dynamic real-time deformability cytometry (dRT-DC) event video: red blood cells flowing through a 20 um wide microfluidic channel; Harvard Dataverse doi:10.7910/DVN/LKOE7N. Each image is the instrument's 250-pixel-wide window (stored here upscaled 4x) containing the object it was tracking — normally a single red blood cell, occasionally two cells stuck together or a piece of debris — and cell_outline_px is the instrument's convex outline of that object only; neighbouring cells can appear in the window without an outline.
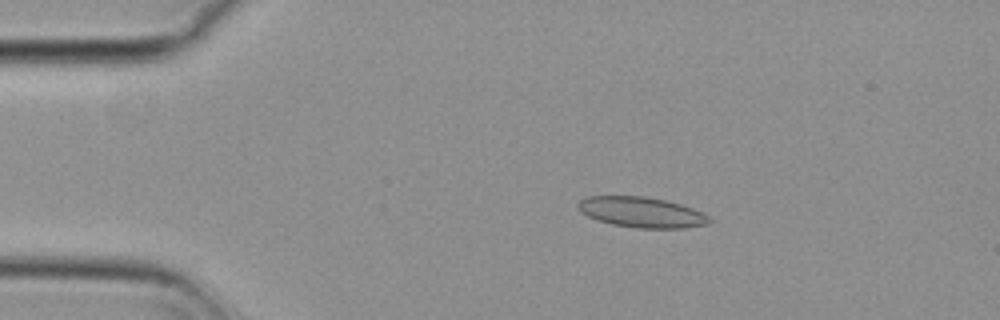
{"species": "common noctule bat (a hibernating species)", "species_latin": "Nyctalus noctula", "temperature_condition": "cold", "stored_images_in_passage": 55, "camera_frame_rate_fps": 3000, "um_per_image_px": 0.085, "animal": {"sex": "female", "body_mass_g": 29.2, "forearm_length_mm": 56.3}, "frame": {"image": 1, "passage_image": 10, "time_ms": 3.0, "image_size_px": [1000, 320], "cell_outline_px": [[712, 220], [708, 224], [684, 228], [636, 228], [612, 224], [596, 220], [588, 216], [576, 204], [580, 200], [588, 196], [644, 196], [664, 200], [680, 204], [692, 208], [708, 216]], "centroid_in_image_um": [54.54, 18.04], "position_along_channel_um": 30.5, "area_um2": 23.12}}
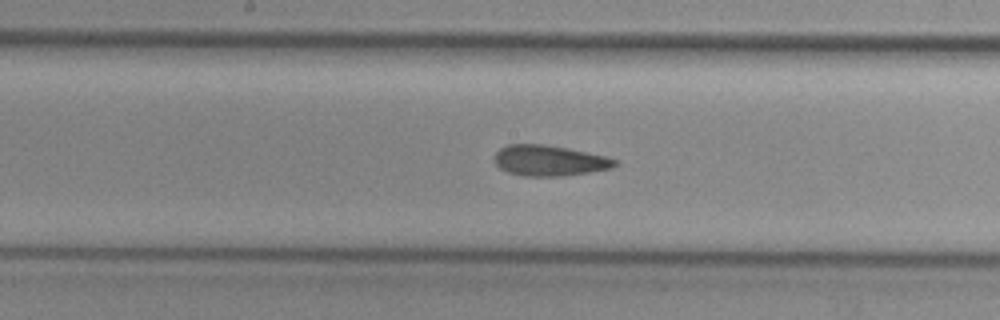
{"frame": {"image": 2, "passage_image": 28, "time_ms": 9.0, "image_size_px": [1000, 320], "cell_outline_px": [[620, 160], [612, 168], [588, 172], [560, 176], [524, 176], [508, 172], [500, 168], [496, 164], [496, 152], [500, 148], [508, 144], [544, 144], [568, 148], [608, 156]], "centroid_in_image_um": [46.73, 13.64], "position_along_channel_um": 201.5, "area_um2": 21.5}}
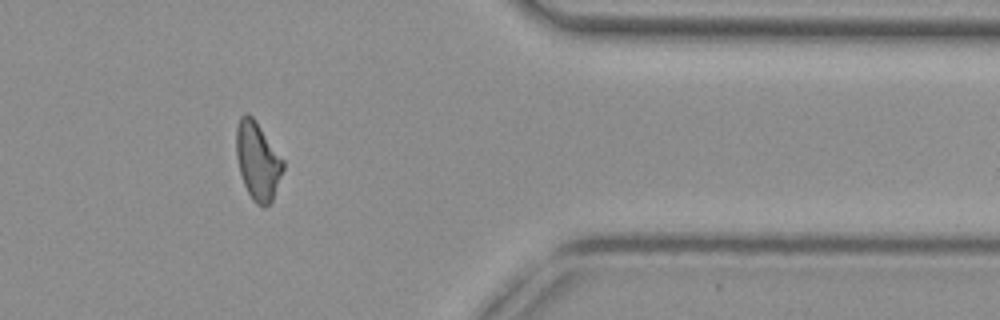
{"frame": {"image": 3, "passage_image": 45, "time_ms": 14.667, "image_size_px": [1000, 320], "cell_outline_px": [[284, 168], [272, 200], [264, 208], [256, 204], [252, 200], [244, 184], [240, 172], [236, 156], [236, 128], [240, 116], [244, 112], [248, 112], [256, 120], [284, 160]], "centroid_in_image_um": [21.89, 13.65], "position_along_channel_um": 389.5, "area_um2": 21.39}, "authors_computed_cell_mechanics": {"area_um2": 21.675, "velocity_mm_per_s": 3.7103, "shape_relaxation_time_tau1_ms": null, "shape_relaxation_time_tau2_ms": 3.1472, "deformation_change_tau1": null, "deformation_change_tau2": 0.0836}}